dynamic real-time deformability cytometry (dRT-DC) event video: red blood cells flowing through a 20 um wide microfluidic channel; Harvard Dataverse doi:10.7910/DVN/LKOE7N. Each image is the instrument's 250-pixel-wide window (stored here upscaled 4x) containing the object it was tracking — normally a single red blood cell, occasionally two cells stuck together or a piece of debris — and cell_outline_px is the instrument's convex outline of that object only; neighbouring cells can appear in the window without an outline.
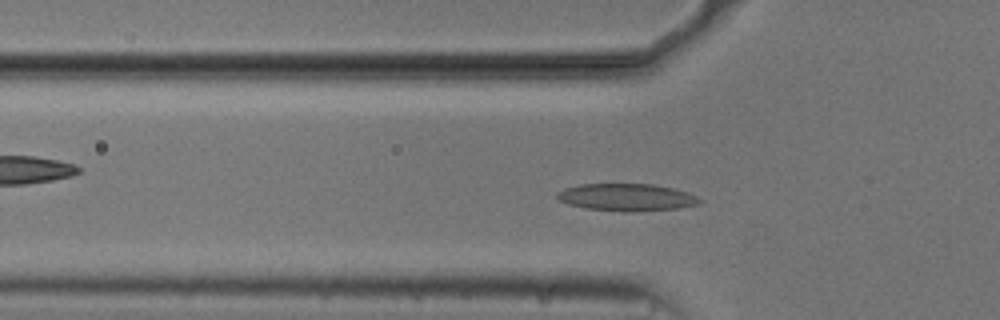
{"species": "common noctule bat (a hibernating species)", "species_latin": "Nyctalus noctula", "temperature_condition": "cold", "stored_images_in_passage": 52, "camera_frame_rate_fps": 3000, "um_per_image_px": 0.085, "animal": {"sex": "male", "body_mass_g": 20.5, "forearm_length_mm": 52.5}, "frame": {"image": 1, "passage_image": 16, "time_ms": 5.0, "image_size_px": [1000, 320], "cell_outline_px": [[700, 204], [676, 208], [632, 212], [624, 212], [588, 208], [568, 204], [560, 200], [556, 196], [556, 192], [564, 188], [580, 184], [652, 184], [672, 188], [688, 192], [696, 196], [700, 200]], "centroid_in_image_um": [53.24, 16.76], "position_along_channel_um": 72.6, "area_um2": 22.54}}
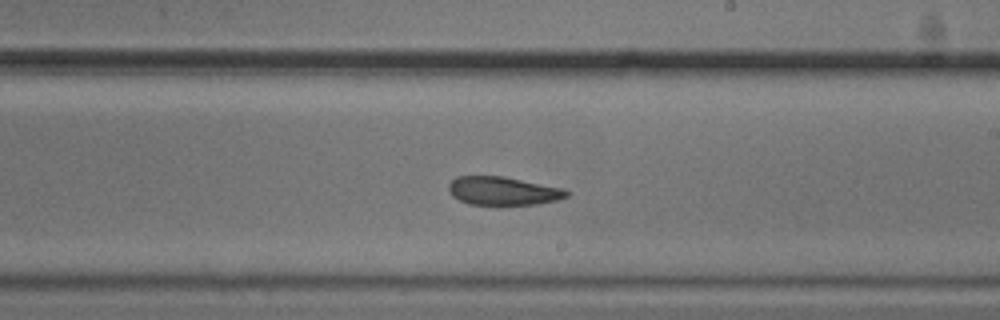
{"frame": {"image": 2, "passage_image": 30, "time_ms": 9.667, "image_size_px": [1000, 320], "cell_outline_px": [[568, 196], [560, 200], [536, 204], [500, 208], [468, 204], [452, 196], [448, 188], [448, 184], [456, 176], [504, 176], [564, 188], [568, 192]], "centroid_in_image_um": [42.76, 16.28], "position_along_channel_um": 246.2, "area_um2": 20.52}}
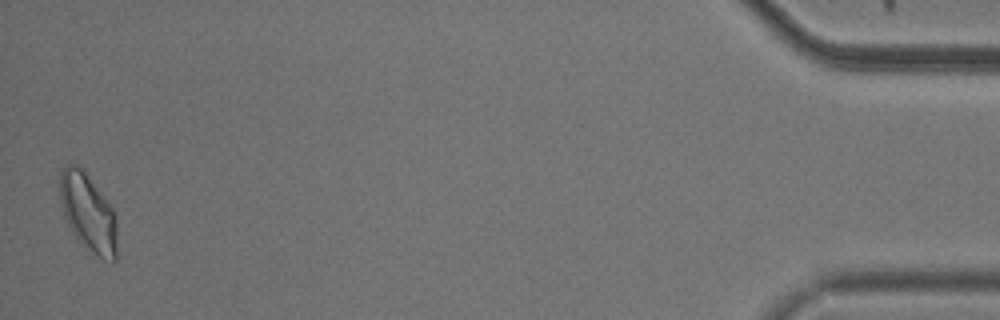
{"frame": {"image": 3, "passage_image": 52, "time_ms": 17.0, "image_size_px": [1000, 320], "cell_outline_px": [[116, 260], [112, 264], [84, 248], [72, 232], [64, 216], [60, 204], [60, 172], [68, 164], [76, 164], [84, 168], [112, 208], [116, 220]], "centroid_in_image_um": [7.48, 18.08], "position_along_channel_um": 427.7, "area_um2": 26.18}, "authors_computed_cell_mechanics": {"area_um2": 21.3282, "velocity_mm_per_s": 3.7076, "shape_relaxation_time_tau1_ms": 7.2553, "shape_relaxation_time_tau2_ms": 4.4782, "deformation_change_tau1": 0.1438, "deformation_change_tau2": 0.1127}}